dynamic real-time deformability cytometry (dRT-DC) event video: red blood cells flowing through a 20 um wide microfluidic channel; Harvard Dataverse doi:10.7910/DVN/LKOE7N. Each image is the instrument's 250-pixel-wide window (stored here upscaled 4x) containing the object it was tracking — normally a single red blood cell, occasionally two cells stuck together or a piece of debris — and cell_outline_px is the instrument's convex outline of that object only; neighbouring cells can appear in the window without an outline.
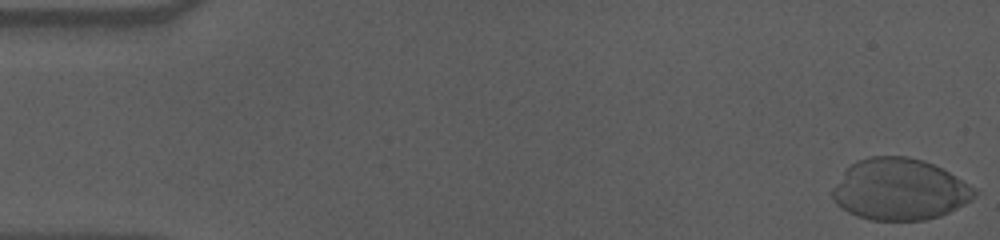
{"species": "human", "species_latin": "Homo sapiens", "temperature_condition": "cold", "stored_images_in_passage": 47, "camera_frame_rate_fps": 3000, "um_per_image_px": 0.085, "donor": {"sex": "male"}, "frame": {"image": 1, "passage_image": 1, "time_ms": 0.0, "image_size_px": [1000, 240], "cell_outline_px": [[980, 192], [972, 200], [940, 216], [924, 220], [872, 220], [856, 216], [840, 208], [836, 204], [832, 196], [832, 188], [844, 172], [856, 160], [868, 156], [908, 156], [924, 160], [956, 176], [976, 188]], "centroid_in_image_um": [76.47, 16.1], "position_along_channel_um": 8.5, "area_um2": 51.04}}
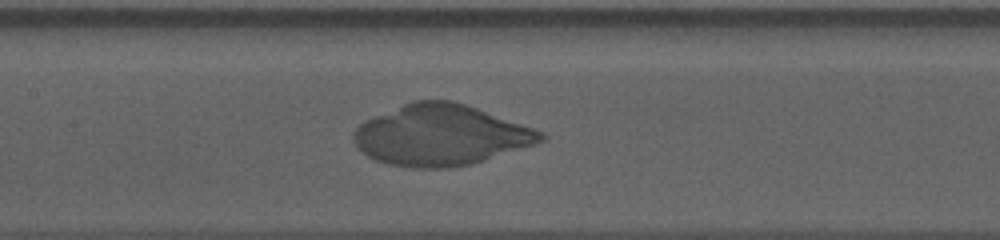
{"frame": {"image": 2, "passage_image": 27, "time_ms": 8.667, "image_size_px": [1000, 240], "cell_outline_px": [[548, 136], [544, 140], [472, 164], [448, 168], [412, 168], [388, 164], [376, 160], [368, 156], [356, 148], [352, 140], [352, 136], [356, 128], [360, 124], [376, 116], [412, 100], [452, 100], [476, 108], [544, 132]], "centroid_in_image_um": [37.42, 11.5], "position_along_channel_um": 170.0, "area_um2": 65.66}}
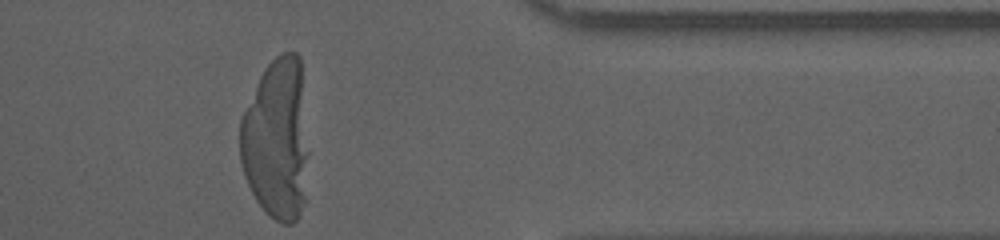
{"frame": {"image": 3, "passage_image": 47, "time_ms": 15.333, "image_size_px": [1000, 240], "cell_outline_px": [[308, 200], [296, 220], [292, 224], [280, 224], [256, 200], [244, 176], [240, 160], [240, 120], [260, 76], [264, 68], [280, 52], [296, 52], [300, 56], [308, 152]], "centroid_in_image_um": [23.55, 11.89], "position_along_channel_um": 387.9, "area_um2": 65.2}}